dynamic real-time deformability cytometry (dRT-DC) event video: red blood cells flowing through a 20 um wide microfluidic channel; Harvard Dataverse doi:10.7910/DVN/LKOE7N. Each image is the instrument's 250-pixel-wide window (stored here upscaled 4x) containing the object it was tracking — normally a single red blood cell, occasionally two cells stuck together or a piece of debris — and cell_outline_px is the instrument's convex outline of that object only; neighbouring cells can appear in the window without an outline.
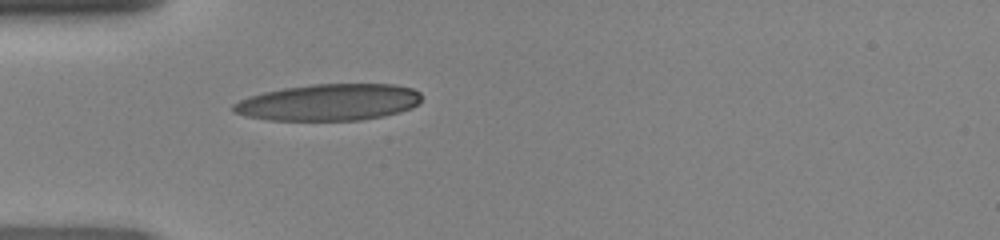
{"species": "human", "species_latin": "Homo sapiens", "temperature_condition": "room temperature", "stored_images_in_passage": 34, "camera_frame_rate_fps": 3000, "um_per_image_px": 0.085, "donor": {"sex": "female"}, "frame": {"image": 1, "passage_image": 1, "time_ms": 0.0, "image_size_px": [1000, 240], "cell_outline_px": [[420, 100], [412, 108], [400, 112], [384, 116], [360, 120], [268, 120], [244, 116], [232, 112], [232, 104], [248, 96], [264, 92], [284, 88], [312, 84], [392, 84], [412, 88], [420, 92]], "centroid_in_image_um": [27.92, 8.7], "position_along_channel_um": 57.1, "area_um2": 40.29}}
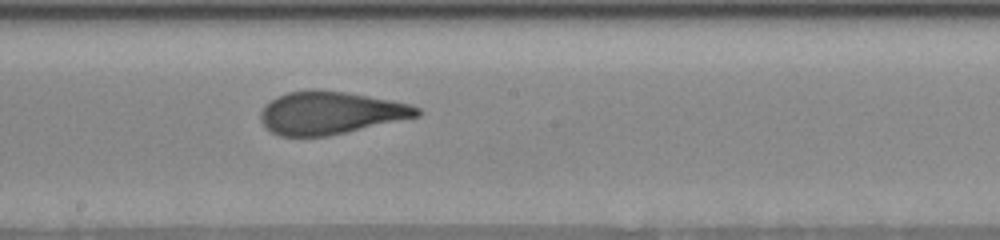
{"frame": {"image": 2, "passage_image": 13, "time_ms": 4.0, "image_size_px": [1000, 240], "cell_outline_px": [[424, 112], [420, 116], [348, 132], [328, 136], [280, 136], [264, 128], [260, 120], [260, 112], [264, 104], [268, 100], [276, 96], [288, 92], [312, 88], [316, 88], [348, 92], [392, 100], [412, 104], [420, 108]], "centroid_in_image_um": [28.08, 9.57], "position_along_channel_um": 220.1, "area_um2": 39.77}}
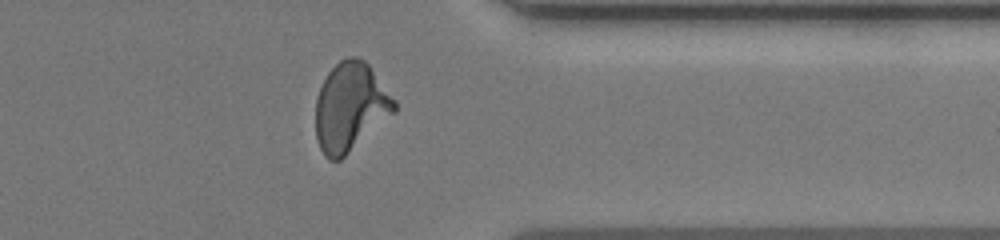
{"frame": {"image": 3, "passage_image": 25, "time_ms": 8.0, "image_size_px": [1000, 240], "cell_outline_px": [[396, 112], [340, 160], [328, 160], [324, 156], [316, 140], [316, 100], [320, 88], [328, 72], [340, 60], [348, 56], [356, 56], [364, 60], [368, 64], [396, 100]], "centroid_in_image_um": [29.78, 9.1], "position_along_channel_um": 381.6, "area_um2": 40.63}}